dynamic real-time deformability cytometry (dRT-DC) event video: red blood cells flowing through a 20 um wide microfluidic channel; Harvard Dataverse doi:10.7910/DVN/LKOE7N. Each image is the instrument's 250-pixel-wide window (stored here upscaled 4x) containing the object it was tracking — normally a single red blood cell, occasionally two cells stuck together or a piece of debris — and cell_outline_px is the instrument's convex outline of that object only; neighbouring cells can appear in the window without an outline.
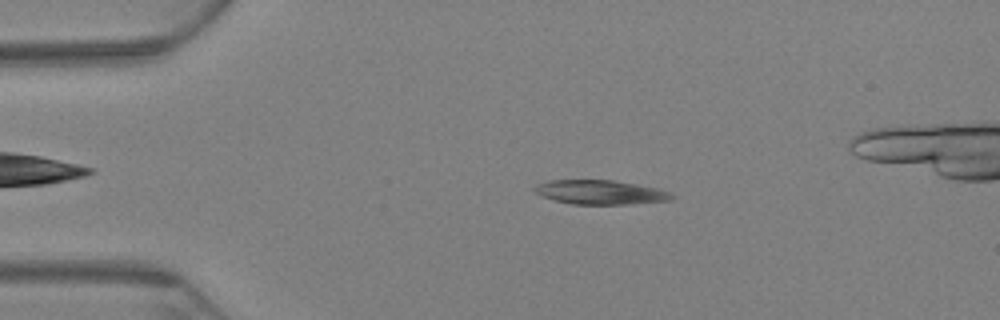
{"species": "Egyptian fruit bat (a non-hibernating species)", "species_latin": "Rousettus aegyptiacus", "temperature_condition": "warm", "stored_images_in_passage": 67, "segment_of_instrument_passage": [1, 2], "camera_frame_rate_fps": 3000, "um_per_image_px": 0.085, "animal": {"sex": "female"}, "frame": {"image": 1, "passage_image": 13, "time_ms": 4.0, "image_size_px": [1000, 320], "cell_outline_px": [[676, 196], [672, 200], [624, 204], [572, 204], [556, 200], [544, 196], [536, 192], [532, 188], [536, 184], [548, 180], [612, 180], [660, 188]], "centroid_in_image_um": [51.05, 16.33], "position_along_channel_um": 34.0, "area_um2": 19.25}}
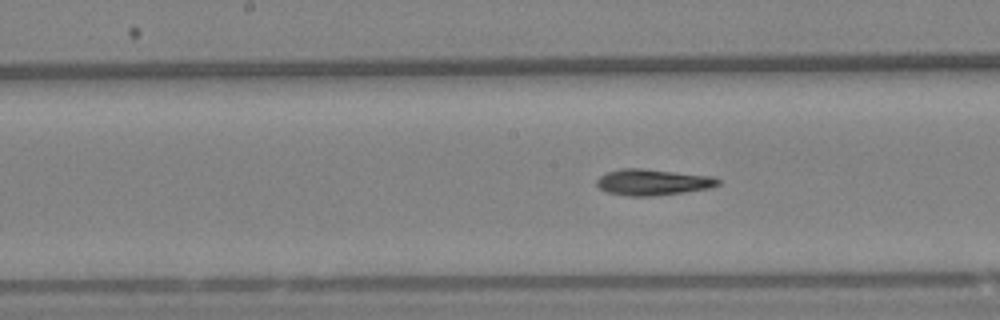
{"frame": {"image": 2, "passage_image": 33, "time_ms": 10.667, "image_size_px": [1000, 320], "cell_outline_px": [[720, 184], [712, 188], [684, 192], [652, 196], [628, 196], [608, 192], [600, 188], [596, 184], [596, 180], [600, 176], [608, 172], [620, 168], [640, 168], [712, 176], [720, 180]], "centroid_in_image_um": [55.5, 15.48], "position_along_channel_um": 192.7, "area_um2": 18.44}}
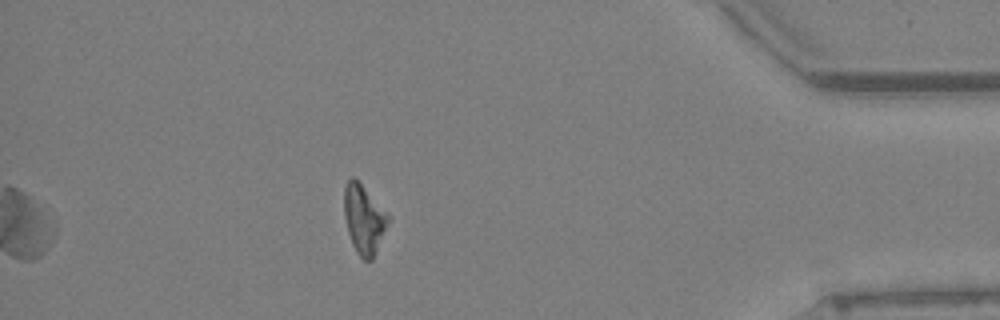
{"frame": {"image": 3, "passage_image": 58, "time_ms": 19.0, "image_size_px": [1000, 320], "cell_outline_px": [[388, 220], [372, 260], [364, 260], [356, 252], [352, 244], [348, 232], [344, 216], [344, 188], [348, 180], [352, 176], [360, 184], [388, 216]], "centroid_in_image_um": [30.87, 18.66], "position_along_channel_um": 404.3, "area_um2": 16.76}}